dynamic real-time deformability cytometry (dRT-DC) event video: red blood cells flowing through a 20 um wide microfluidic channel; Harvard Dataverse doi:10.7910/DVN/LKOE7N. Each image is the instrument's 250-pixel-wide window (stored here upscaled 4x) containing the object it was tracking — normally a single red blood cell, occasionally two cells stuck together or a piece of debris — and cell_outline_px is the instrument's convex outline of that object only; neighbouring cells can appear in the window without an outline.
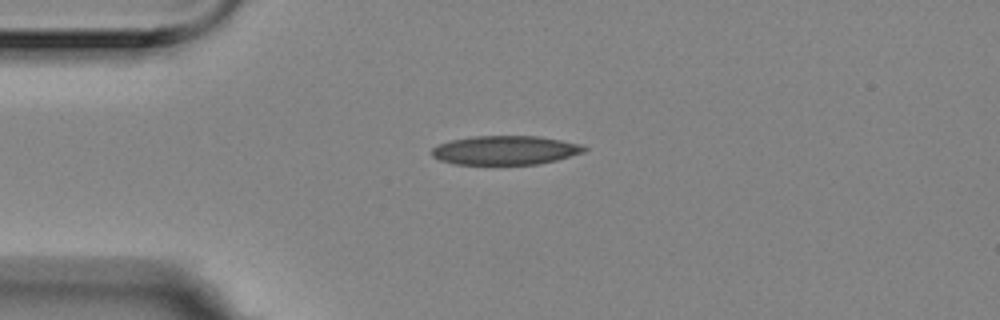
{"species": "Egyptian fruit bat (a non-hibernating species)", "species_latin": "Rousettus aegyptiacus", "temperature_condition": "room temperature", "stored_images_in_passage": 44, "camera_frame_rate_fps": 3000, "um_per_image_px": 0.085, "animal": {"sex": "female"}, "frame": {"image": 1, "passage_image": 1, "time_ms": 0.0, "image_size_px": [1000, 320], "cell_outline_px": [[588, 148], [584, 152], [556, 160], [536, 164], [456, 164], [440, 160], [432, 156], [432, 148], [448, 140], [472, 136], [540, 136], [580, 144]], "centroid_in_image_um": [42.93, 12.76], "position_along_channel_um": 42.1, "area_um2": 25.66}}
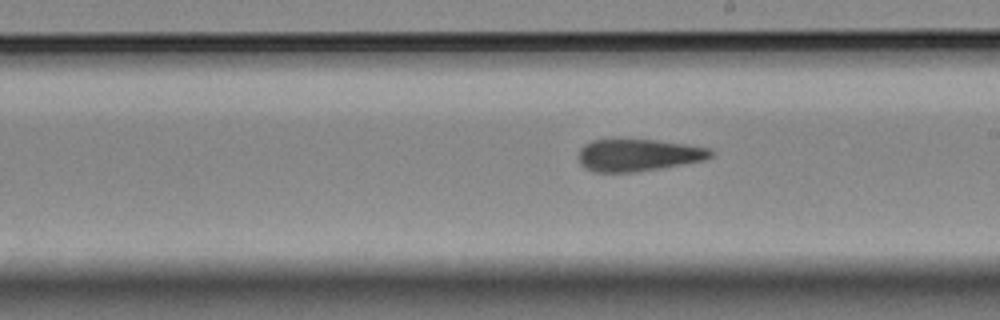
{"frame": {"image": 2, "passage_image": 19, "time_ms": 6.0, "image_size_px": [1000, 320], "cell_outline_px": [[712, 156], [704, 160], [660, 168], [636, 172], [592, 172], [584, 168], [580, 164], [576, 156], [580, 148], [584, 144], [592, 140], [656, 140], [684, 144], [708, 148], [712, 152]], "centroid_in_image_um": [54.17, 13.19], "position_along_channel_um": 234.8, "area_um2": 24.74}}
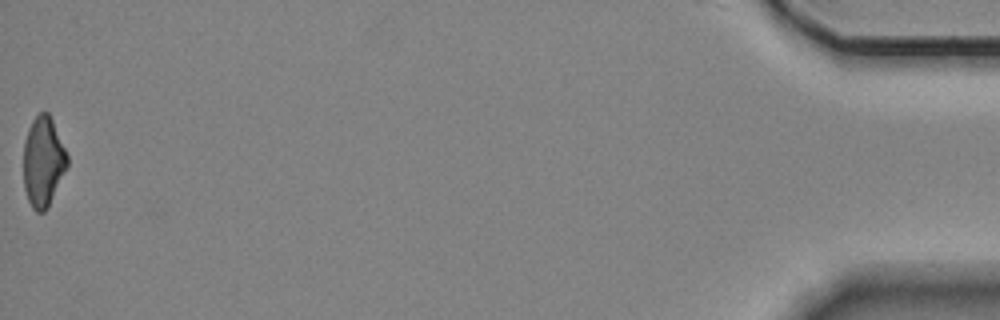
{"frame": {"image": 3, "passage_image": 44, "time_ms": 14.333, "image_size_px": [1000, 320], "cell_outline_px": [[68, 164], [48, 208], [44, 212], [36, 212], [32, 208], [28, 200], [24, 188], [24, 140], [28, 128], [32, 120], [40, 112], [48, 112], [52, 120], [68, 156]], "centroid_in_image_um": [3.66, 13.76], "position_along_channel_um": 431.5, "area_um2": 22.83}, "authors_computed_cell_mechanics": {"area_um2": 25.5476, "velocity_mm_per_s": 3.5273, "shape_relaxation_time_tau1_ms": null, "shape_relaxation_time_tau2_ms": 3.3475, "deformation_change_tau1": null, "deformation_change_tau2": 0.1239}}